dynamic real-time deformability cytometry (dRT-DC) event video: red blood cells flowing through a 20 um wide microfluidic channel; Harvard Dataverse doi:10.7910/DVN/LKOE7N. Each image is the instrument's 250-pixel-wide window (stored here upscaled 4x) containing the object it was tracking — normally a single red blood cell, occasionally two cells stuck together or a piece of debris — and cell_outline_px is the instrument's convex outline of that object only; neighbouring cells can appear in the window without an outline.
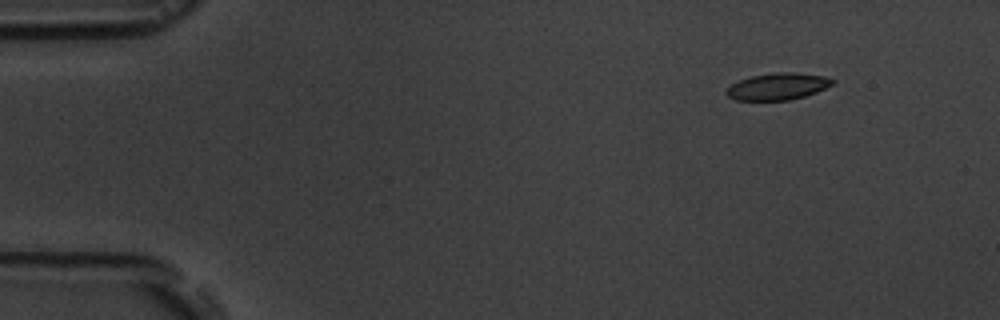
{"species": "common noctule bat (a hibernating species)", "species_latin": "Nyctalus noctula", "temperature_condition": "room temperature", "stored_images_in_passage": 6, "segment_of_instrument_passage": [2, 2], "camera_frame_rate_fps": 3000, "um_per_image_px": 0.085, "animal": {"sex": "male", "body_mass_g": 19.5, "forearm_length_mm": 54.6}, "frame": {"image": 1, "passage_image": 6, "time_ms": 6.667, "image_size_px": [1000, 320], "cell_outline_px": [[836, 80], [832, 84], [816, 92], [804, 96], [788, 100], [736, 100], [728, 96], [724, 92], [732, 84], [740, 80], [752, 76], [776, 72], [796, 72], [824, 76]], "centroid_in_image_um": [66.11, 7.34], "position_along_channel_um": 18.9, "area_um2": 16.42}}